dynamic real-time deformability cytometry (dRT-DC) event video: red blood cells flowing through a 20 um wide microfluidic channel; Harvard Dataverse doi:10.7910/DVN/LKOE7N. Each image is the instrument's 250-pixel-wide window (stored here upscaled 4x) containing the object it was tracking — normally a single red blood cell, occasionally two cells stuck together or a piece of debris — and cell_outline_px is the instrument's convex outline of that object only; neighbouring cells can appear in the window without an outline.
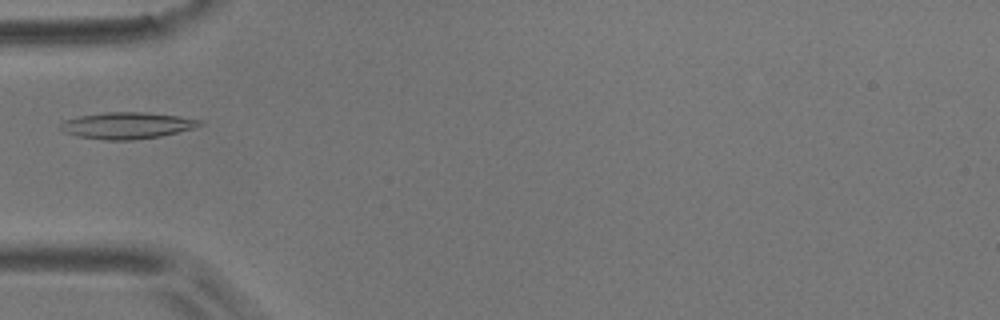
{"species": "common noctule bat (a hibernating species)", "species_latin": "Nyctalus noctula", "temperature_condition": "room temperature", "stored_images_in_passage": 4, "camera_frame_rate_fps": 3000, "um_per_image_px": 0.085, "animal": {"sex": "male", "body_mass_g": 17.9}, "frame": {"image": 1, "passage_image": 3, "time_ms": 2.333, "image_size_px": [1000, 320], "cell_outline_px": [[204, 124], [192, 128], [160, 136], [132, 140], [104, 140], [76, 136], [64, 132], [60, 128], [60, 124], [64, 120], [80, 116], [108, 112], [144, 112], [180, 116], [204, 120]], "centroid_in_image_um": [10.8, 10.66], "position_along_channel_um": 74.2, "area_um2": 21.5}}
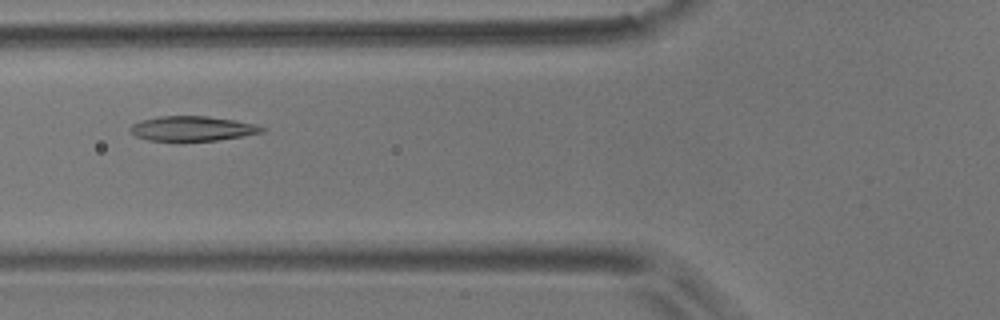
{"frame": {"image": 2, "passage_image": 4, "time_ms": 3.333, "image_size_px": [1000, 320], "cell_outline_px": [[264, 132], [244, 136], [216, 140], [148, 140], [136, 136], [128, 128], [132, 124], [140, 120], [160, 116], [208, 116], [236, 120], [256, 124], [264, 128]], "centroid_in_image_um": [16.36, 10.91], "position_along_channel_um": 109.4, "area_um2": 18.9}}